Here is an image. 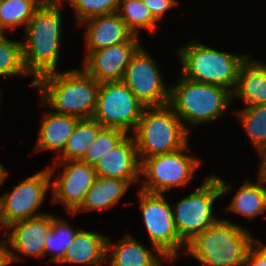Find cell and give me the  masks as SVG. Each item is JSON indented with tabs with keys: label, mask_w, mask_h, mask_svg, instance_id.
I'll list each match as a JSON object with an SVG mask.
<instances>
[{
	"label": "cell",
	"mask_w": 266,
	"mask_h": 266,
	"mask_svg": "<svg viewBox=\"0 0 266 266\" xmlns=\"http://www.w3.org/2000/svg\"><path fill=\"white\" fill-rule=\"evenodd\" d=\"M134 133L140 162L183 148L189 135L169 104L145 107Z\"/></svg>",
	"instance_id": "obj_6"
},
{
	"label": "cell",
	"mask_w": 266,
	"mask_h": 266,
	"mask_svg": "<svg viewBox=\"0 0 266 266\" xmlns=\"http://www.w3.org/2000/svg\"><path fill=\"white\" fill-rule=\"evenodd\" d=\"M61 5H40L25 27L22 42L27 71L34 77L31 83L45 74L56 72L62 44Z\"/></svg>",
	"instance_id": "obj_2"
},
{
	"label": "cell",
	"mask_w": 266,
	"mask_h": 266,
	"mask_svg": "<svg viewBox=\"0 0 266 266\" xmlns=\"http://www.w3.org/2000/svg\"><path fill=\"white\" fill-rule=\"evenodd\" d=\"M133 182L137 181L97 177L86 193L82 205L74 213L70 214L75 215L79 210L92 211L113 208Z\"/></svg>",
	"instance_id": "obj_22"
},
{
	"label": "cell",
	"mask_w": 266,
	"mask_h": 266,
	"mask_svg": "<svg viewBox=\"0 0 266 266\" xmlns=\"http://www.w3.org/2000/svg\"><path fill=\"white\" fill-rule=\"evenodd\" d=\"M31 76L23 58L22 42L10 41L0 33V76Z\"/></svg>",
	"instance_id": "obj_29"
},
{
	"label": "cell",
	"mask_w": 266,
	"mask_h": 266,
	"mask_svg": "<svg viewBox=\"0 0 266 266\" xmlns=\"http://www.w3.org/2000/svg\"><path fill=\"white\" fill-rule=\"evenodd\" d=\"M114 246L111 239L107 237L106 257H111L109 266H161L160 257L168 260L165 256L157 257L156 253L145 248L129 233H126ZM112 247L114 251L110 253Z\"/></svg>",
	"instance_id": "obj_20"
},
{
	"label": "cell",
	"mask_w": 266,
	"mask_h": 266,
	"mask_svg": "<svg viewBox=\"0 0 266 266\" xmlns=\"http://www.w3.org/2000/svg\"><path fill=\"white\" fill-rule=\"evenodd\" d=\"M35 87L41 93L40 104L56 113L86 119L94 114L100 82L79 68L42 75Z\"/></svg>",
	"instance_id": "obj_1"
},
{
	"label": "cell",
	"mask_w": 266,
	"mask_h": 266,
	"mask_svg": "<svg viewBox=\"0 0 266 266\" xmlns=\"http://www.w3.org/2000/svg\"><path fill=\"white\" fill-rule=\"evenodd\" d=\"M248 229L228 219H218L196 234L183 250L205 266H243L254 238Z\"/></svg>",
	"instance_id": "obj_3"
},
{
	"label": "cell",
	"mask_w": 266,
	"mask_h": 266,
	"mask_svg": "<svg viewBox=\"0 0 266 266\" xmlns=\"http://www.w3.org/2000/svg\"><path fill=\"white\" fill-rule=\"evenodd\" d=\"M107 237L99 232L79 230L63 258L57 263L101 265L106 257Z\"/></svg>",
	"instance_id": "obj_19"
},
{
	"label": "cell",
	"mask_w": 266,
	"mask_h": 266,
	"mask_svg": "<svg viewBox=\"0 0 266 266\" xmlns=\"http://www.w3.org/2000/svg\"><path fill=\"white\" fill-rule=\"evenodd\" d=\"M7 175V170L2 166V163H0V186L5 181Z\"/></svg>",
	"instance_id": "obj_38"
},
{
	"label": "cell",
	"mask_w": 266,
	"mask_h": 266,
	"mask_svg": "<svg viewBox=\"0 0 266 266\" xmlns=\"http://www.w3.org/2000/svg\"><path fill=\"white\" fill-rule=\"evenodd\" d=\"M55 164L57 167L62 166L63 171L50 183L52 201L62 203L66 211L74 213L82 205L86 193L94 184L96 172L92 165L79 160L56 161Z\"/></svg>",
	"instance_id": "obj_13"
},
{
	"label": "cell",
	"mask_w": 266,
	"mask_h": 266,
	"mask_svg": "<svg viewBox=\"0 0 266 266\" xmlns=\"http://www.w3.org/2000/svg\"><path fill=\"white\" fill-rule=\"evenodd\" d=\"M160 23L164 13L178 5L177 0H141Z\"/></svg>",
	"instance_id": "obj_33"
},
{
	"label": "cell",
	"mask_w": 266,
	"mask_h": 266,
	"mask_svg": "<svg viewBox=\"0 0 266 266\" xmlns=\"http://www.w3.org/2000/svg\"><path fill=\"white\" fill-rule=\"evenodd\" d=\"M86 25L85 42L86 55L123 42H139V36L134 35L126 26L120 15L115 12L108 15L90 18L80 25Z\"/></svg>",
	"instance_id": "obj_17"
},
{
	"label": "cell",
	"mask_w": 266,
	"mask_h": 266,
	"mask_svg": "<svg viewBox=\"0 0 266 266\" xmlns=\"http://www.w3.org/2000/svg\"><path fill=\"white\" fill-rule=\"evenodd\" d=\"M140 46L131 57L121 81L146 107L169 104L170 87L164 80L155 60Z\"/></svg>",
	"instance_id": "obj_11"
},
{
	"label": "cell",
	"mask_w": 266,
	"mask_h": 266,
	"mask_svg": "<svg viewBox=\"0 0 266 266\" xmlns=\"http://www.w3.org/2000/svg\"><path fill=\"white\" fill-rule=\"evenodd\" d=\"M140 42H123L85 56L83 69L97 82L121 81L129 61Z\"/></svg>",
	"instance_id": "obj_15"
},
{
	"label": "cell",
	"mask_w": 266,
	"mask_h": 266,
	"mask_svg": "<svg viewBox=\"0 0 266 266\" xmlns=\"http://www.w3.org/2000/svg\"><path fill=\"white\" fill-rule=\"evenodd\" d=\"M243 266H266V244L255 239Z\"/></svg>",
	"instance_id": "obj_32"
},
{
	"label": "cell",
	"mask_w": 266,
	"mask_h": 266,
	"mask_svg": "<svg viewBox=\"0 0 266 266\" xmlns=\"http://www.w3.org/2000/svg\"><path fill=\"white\" fill-rule=\"evenodd\" d=\"M1 228H4V229L7 230L8 229V225L5 222V219H4V216H3L2 203H1V200H0V229Z\"/></svg>",
	"instance_id": "obj_37"
},
{
	"label": "cell",
	"mask_w": 266,
	"mask_h": 266,
	"mask_svg": "<svg viewBox=\"0 0 266 266\" xmlns=\"http://www.w3.org/2000/svg\"><path fill=\"white\" fill-rule=\"evenodd\" d=\"M77 17V23L102 15L115 13L119 9L120 0H66Z\"/></svg>",
	"instance_id": "obj_31"
},
{
	"label": "cell",
	"mask_w": 266,
	"mask_h": 266,
	"mask_svg": "<svg viewBox=\"0 0 266 266\" xmlns=\"http://www.w3.org/2000/svg\"><path fill=\"white\" fill-rule=\"evenodd\" d=\"M64 0H37L40 5H63Z\"/></svg>",
	"instance_id": "obj_35"
},
{
	"label": "cell",
	"mask_w": 266,
	"mask_h": 266,
	"mask_svg": "<svg viewBox=\"0 0 266 266\" xmlns=\"http://www.w3.org/2000/svg\"><path fill=\"white\" fill-rule=\"evenodd\" d=\"M232 99V91L228 88L194 82L182 76L170 87L169 105L189 132L187 124L197 126L223 116Z\"/></svg>",
	"instance_id": "obj_4"
},
{
	"label": "cell",
	"mask_w": 266,
	"mask_h": 266,
	"mask_svg": "<svg viewBox=\"0 0 266 266\" xmlns=\"http://www.w3.org/2000/svg\"><path fill=\"white\" fill-rule=\"evenodd\" d=\"M259 154L261 156L260 171L266 172V147Z\"/></svg>",
	"instance_id": "obj_36"
},
{
	"label": "cell",
	"mask_w": 266,
	"mask_h": 266,
	"mask_svg": "<svg viewBox=\"0 0 266 266\" xmlns=\"http://www.w3.org/2000/svg\"><path fill=\"white\" fill-rule=\"evenodd\" d=\"M93 167L97 177L139 181L141 162L134 136L127 135L118 145L102 156Z\"/></svg>",
	"instance_id": "obj_16"
},
{
	"label": "cell",
	"mask_w": 266,
	"mask_h": 266,
	"mask_svg": "<svg viewBox=\"0 0 266 266\" xmlns=\"http://www.w3.org/2000/svg\"><path fill=\"white\" fill-rule=\"evenodd\" d=\"M258 177L262 180L265 190H266V172L265 171H259Z\"/></svg>",
	"instance_id": "obj_39"
},
{
	"label": "cell",
	"mask_w": 266,
	"mask_h": 266,
	"mask_svg": "<svg viewBox=\"0 0 266 266\" xmlns=\"http://www.w3.org/2000/svg\"><path fill=\"white\" fill-rule=\"evenodd\" d=\"M250 58L242 63L232 91L233 97L242 99L246 107L266 104V64Z\"/></svg>",
	"instance_id": "obj_18"
},
{
	"label": "cell",
	"mask_w": 266,
	"mask_h": 266,
	"mask_svg": "<svg viewBox=\"0 0 266 266\" xmlns=\"http://www.w3.org/2000/svg\"><path fill=\"white\" fill-rule=\"evenodd\" d=\"M6 239L4 241H0V266H8L11 264L9 258V248H8V239L5 236H2V239Z\"/></svg>",
	"instance_id": "obj_34"
},
{
	"label": "cell",
	"mask_w": 266,
	"mask_h": 266,
	"mask_svg": "<svg viewBox=\"0 0 266 266\" xmlns=\"http://www.w3.org/2000/svg\"><path fill=\"white\" fill-rule=\"evenodd\" d=\"M183 77L194 82L219 85L233 91L242 63L249 55H237L208 47L196 40L178 49Z\"/></svg>",
	"instance_id": "obj_5"
},
{
	"label": "cell",
	"mask_w": 266,
	"mask_h": 266,
	"mask_svg": "<svg viewBox=\"0 0 266 266\" xmlns=\"http://www.w3.org/2000/svg\"><path fill=\"white\" fill-rule=\"evenodd\" d=\"M244 108L233 113L239 118L249 139L260 153L266 147V104Z\"/></svg>",
	"instance_id": "obj_28"
},
{
	"label": "cell",
	"mask_w": 266,
	"mask_h": 266,
	"mask_svg": "<svg viewBox=\"0 0 266 266\" xmlns=\"http://www.w3.org/2000/svg\"><path fill=\"white\" fill-rule=\"evenodd\" d=\"M39 6L37 0H0V33L23 24L25 28Z\"/></svg>",
	"instance_id": "obj_26"
},
{
	"label": "cell",
	"mask_w": 266,
	"mask_h": 266,
	"mask_svg": "<svg viewBox=\"0 0 266 266\" xmlns=\"http://www.w3.org/2000/svg\"><path fill=\"white\" fill-rule=\"evenodd\" d=\"M117 13L134 35L139 36L140 29H148L156 34L158 21L141 0H120Z\"/></svg>",
	"instance_id": "obj_27"
},
{
	"label": "cell",
	"mask_w": 266,
	"mask_h": 266,
	"mask_svg": "<svg viewBox=\"0 0 266 266\" xmlns=\"http://www.w3.org/2000/svg\"><path fill=\"white\" fill-rule=\"evenodd\" d=\"M51 224L52 214L45 213L42 216L18 221L8 226L9 232L5 233L9 249L11 248L9 250L10 262L19 261L20 254L44 258L45 241L51 230Z\"/></svg>",
	"instance_id": "obj_14"
},
{
	"label": "cell",
	"mask_w": 266,
	"mask_h": 266,
	"mask_svg": "<svg viewBox=\"0 0 266 266\" xmlns=\"http://www.w3.org/2000/svg\"><path fill=\"white\" fill-rule=\"evenodd\" d=\"M145 107L122 81L101 82L92 118L129 134L130 129L135 131Z\"/></svg>",
	"instance_id": "obj_10"
},
{
	"label": "cell",
	"mask_w": 266,
	"mask_h": 266,
	"mask_svg": "<svg viewBox=\"0 0 266 266\" xmlns=\"http://www.w3.org/2000/svg\"><path fill=\"white\" fill-rule=\"evenodd\" d=\"M78 121L79 118L71 115L54 111L44 113L35 151L54 150L62 152Z\"/></svg>",
	"instance_id": "obj_21"
},
{
	"label": "cell",
	"mask_w": 266,
	"mask_h": 266,
	"mask_svg": "<svg viewBox=\"0 0 266 266\" xmlns=\"http://www.w3.org/2000/svg\"><path fill=\"white\" fill-rule=\"evenodd\" d=\"M188 143L171 153L146 158L141 162V175L146 176L142 191L163 194L172 187L186 186L200 165L197 157L187 155Z\"/></svg>",
	"instance_id": "obj_8"
},
{
	"label": "cell",
	"mask_w": 266,
	"mask_h": 266,
	"mask_svg": "<svg viewBox=\"0 0 266 266\" xmlns=\"http://www.w3.org/2000/svg\"><path fill=\"white\" fill-rule=\"evenodd\" d=\"M127 135L128 133L124 130L104 127L79 161L94 166L102 156L118 145Z\"/></svg>",
	"instance_id": "obj_30"
},
{
	"label": "cell",
	"mask_w": 266,
	"mask_h": 266,
	"mask_svg": "<svg viewBox=\"0 0 266 266\" xmlns=\"http://www.w3.org/2000/svg\"><path fill=\"white\" fill-rule=\"evenodd\" d=\"M78 228L74 230V226H70L66 220L56 218L52 214L51 230L45 241L44 258L48 253H51L49 261L51 263H58L63 258L67 248L71 246L73 239L79 231Z\"/></svg>",
	"instance_id": "obj_25"
},
{
	"label": "cell",
	"mask_w": 266,
	"mask_h": 266,
	"mask_svg": "<svg viewBox=\"0 0 266 266\" xmlns=\"http://www.w3.org/2000/svg\"><path fill=\"white\" fill-rule=\"evenodd\" d=\"M226 210L251 220L259 214L265 213L266 190L262 180L258 177L257 183H253L247 179L239 187Z\"/></svg>",
	"instance_id": "obj_23"
},
{
	"label": "cell",
	"mask_w": 266,
	"mask_h": 266,
	"mask_svg": "<svg viewBox=\"0 0 266 266\" xmlns=\"http://www.w3.org/2000/svg\"><path fill=\"white\" fill-rule=\"evenodd\" d=\"M103 128L104 126L93 118L79 119L63 151L58 156V162L80 160Z\"/></svg>",
	"instance_id": "obj_24"
},
{
	"label": "cell",
	"mask_w": 266,
	"mask_h": 266,
	"mask_svg": "<svg viewBox=\"0 0 266 266\" xmlns=\"http://www.w3.org/2000/svg\"><path fill=\"white\" fill-rule=\"evenodd\" d=\"M216 176L213 174L205 179L199 188L172 208L176 231L185 243L219 219L213 212V204L217 198L230 192L232 186Z\"/></svg>",
	"instance_id": "obj_7"
},
{
	"label": "cell",
	"mask_w": 266,
	"mask_h": 266,
	"mask_svg": "<svg viewBox=\"0 0 266 266\" xmlns=\"http://www.w3.org/2000/svg\"><path fill=\"white\" fill-rule=\"evenodd\" d=\"M56 168V165H52L27 177L17 186H13L10 194L5 193L0 197L3 216L8 226L18 221L44 215L37 210L46 197Z\"/></svg>",
	"instance_id": "obj_12"
},
{
	"label": "cell",
	"mask_w": 266,
	"mask_h": 266,
	"mask_svg": "<svg viewBox=\"0 0 266 266\" xmlns=\"http://www.w3.org/2000/svg\"><path fill=\"white\" fill-rule=\"evenodd\" d=\"M143 223L148 232L151 245L158 256L174 260L186 243L179 237L173 217V209L164 194L138 192Z\"/></svg>",
	"instance_id": "obj_9"
}]
</instances>
